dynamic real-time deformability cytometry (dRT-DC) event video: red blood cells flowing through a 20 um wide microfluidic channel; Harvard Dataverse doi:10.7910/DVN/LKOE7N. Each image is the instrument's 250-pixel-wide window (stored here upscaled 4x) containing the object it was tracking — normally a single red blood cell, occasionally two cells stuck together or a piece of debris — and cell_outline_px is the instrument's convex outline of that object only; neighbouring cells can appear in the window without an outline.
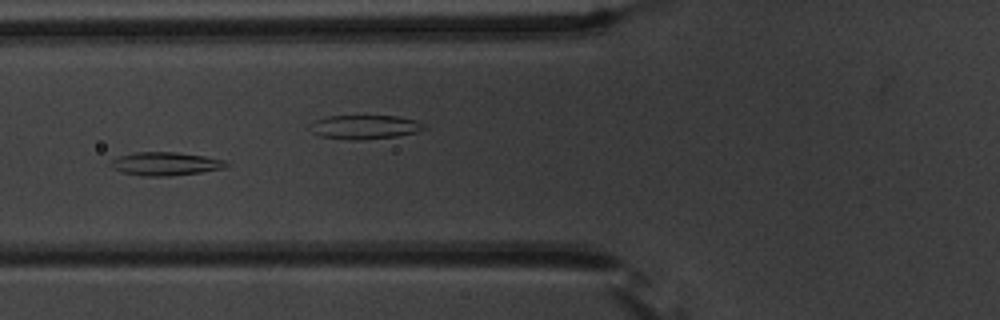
{"species": "common noctule bat (a hibernating species)", "species_latin": "Nyctalus noctula", "temperature_condition": "warm", "stored_images_in_passage": 14, "camera_frame_rate_fps": 3000, "um_per_image_px": 0.085, "animal": {"sex": "male", "body_mass_g": 20.1, "forearm_length_mm": 53.5}, "frame": {"image": 1, "passage_image": 5, "time_ms": 6.0, "image_size_px": [1000, 320], "cell_outline_px": [[232, 164], [224, 168], [200, 172], [168, 176], [140, 176], [124, 172], [112, 168], [108, 164], [116, 156], [136, 152], [176, 152], [204, 156], [224, 160]], "centroid_in_image_um": [14.04, 13.92], "position_along_channel_um": 111.8, "area_um2": 15.78}}
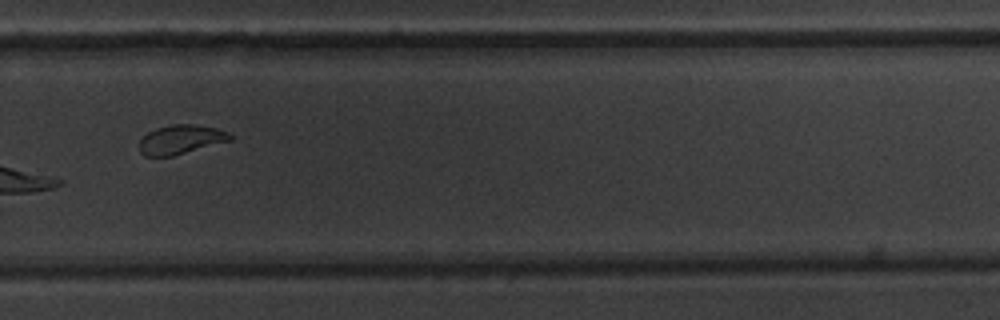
{"frame": {"image": 2, "passage_image": 10, "time_ms": 12.0, "image_size_px": [1000, 320], "cell_outline_px": [[232, 140], [172, 156], [144, 156], [140, 152], [140, 140], [148, 132], [156, 128], [172, 124], [192, 124], [216, 128], [228, 132], [232, 136]], "centroid_in_image_um": [15.37, 11.85], "position_along_channel_um": 314.4, "area_um2": 15.32}}
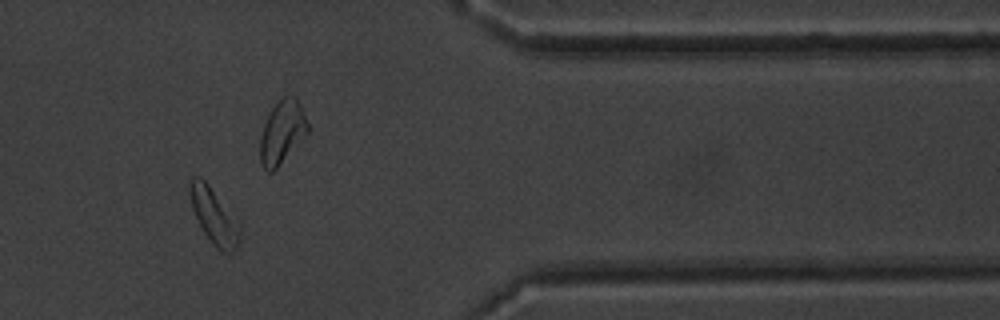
{"frame": {"image": 3, "passage_image": 12, "time_ms": 14.333, "image_size_px": [1000, 320], "cell_outline_px": [[240, 240], [232, 252], [224, 252], [216, 248], [212, 244], [204, 232], [192, 208], [188, 192], [188, 180], [192, 176], [200, 176], [208, 184], [240, 220]], "centroid_in_image_um": [18.19, 18.32], "position_along_channel_um": 393.2, "area_um2": 16.53}, "authors_computed_cell_mechanics": {"area_um2": 16.2129, "velocity_mm_per_s": 3.6151, "shape_relaxation_time_tau1_ms": null, "shape_relaxation_time_tau2_ms": 0.7725, "deformation_change_tau1": null, "deformation_change_tau2": 0.0346}}